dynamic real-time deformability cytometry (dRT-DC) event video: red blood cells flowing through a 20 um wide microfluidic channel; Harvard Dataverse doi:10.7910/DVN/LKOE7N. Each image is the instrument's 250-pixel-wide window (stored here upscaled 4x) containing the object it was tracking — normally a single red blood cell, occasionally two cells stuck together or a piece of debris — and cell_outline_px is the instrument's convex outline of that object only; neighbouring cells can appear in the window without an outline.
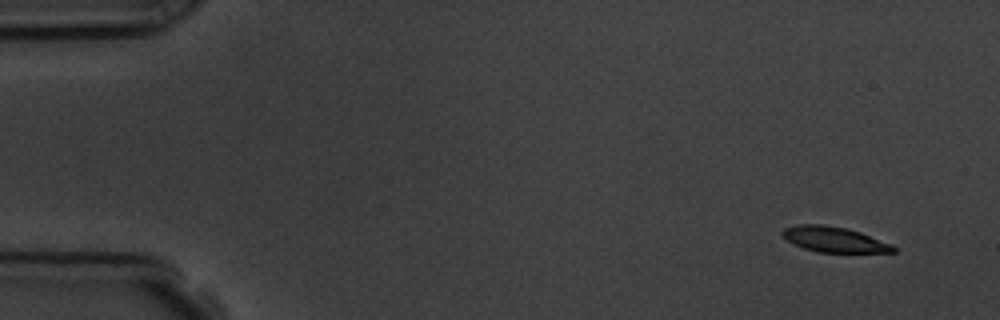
{"species": "common noctule bat (a hibernating species)", "species_latin": "Nyctalus noctula", "temperature_condition": "room temperature", "stored_images_in_passage": 5, "camera_frame_rate_fps": 3000, "um_per_image_px": 0.085, "animal": {"sex": "male", "body_mass_g": 19.5, "forearm_length_mm": 54.6}, "frame": {"image": 1, "passage_image": 1, "time_ms": 0.0, "image_size_px": [1000, 320], "cell_outline_px": [[896, 252], [816, 252], [804, 248], [788, 240], [780, 232], [784, 228], [796, 224], [824, 224], [848, 228], [860, 232], [892, 244], [896, 248]], "centroid_in_image_um": [70.91, 20.34], "position_along_channel_um": 14.1, "area_um2": 16.36}}